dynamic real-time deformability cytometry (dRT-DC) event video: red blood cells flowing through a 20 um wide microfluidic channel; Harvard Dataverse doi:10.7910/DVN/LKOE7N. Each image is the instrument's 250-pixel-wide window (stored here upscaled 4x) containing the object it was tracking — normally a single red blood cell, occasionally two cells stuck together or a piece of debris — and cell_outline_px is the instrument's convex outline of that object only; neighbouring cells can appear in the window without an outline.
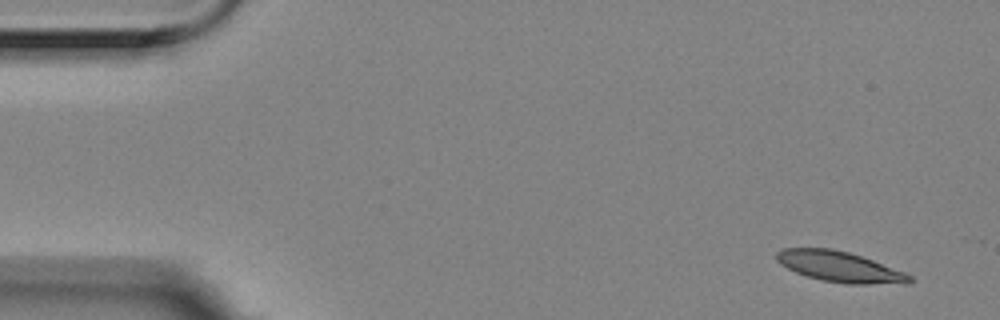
{"species": "Egyptian fruit bat (a non-hibernating species)", "species_latin": "Rousettus aegyptiacus", "temperature_condition": "room temperature", "stored_images_in_passage": 3, "camera_frame_rate_fps": 3000, "um_per_image_px": 0.085, "animal": {"sex": "female"}, "frame": {"image": 1, "passage_image": 1, "time_ms": 0.0, "image_size_px": [1000, 320], "cell_outline_px": [[916, 280], [912, 284], [844, 284], [820, 280], [796, 272], [780, 264], [776, 260], [776, 252], [784, 248], [832, 248], [848, 252], [872, 260], [904, 272], [912, 276]], "centroid_in_image_um": [71.42, 22.69], "position_along_channel_um": 13.6, "area_um2": 23.87}}